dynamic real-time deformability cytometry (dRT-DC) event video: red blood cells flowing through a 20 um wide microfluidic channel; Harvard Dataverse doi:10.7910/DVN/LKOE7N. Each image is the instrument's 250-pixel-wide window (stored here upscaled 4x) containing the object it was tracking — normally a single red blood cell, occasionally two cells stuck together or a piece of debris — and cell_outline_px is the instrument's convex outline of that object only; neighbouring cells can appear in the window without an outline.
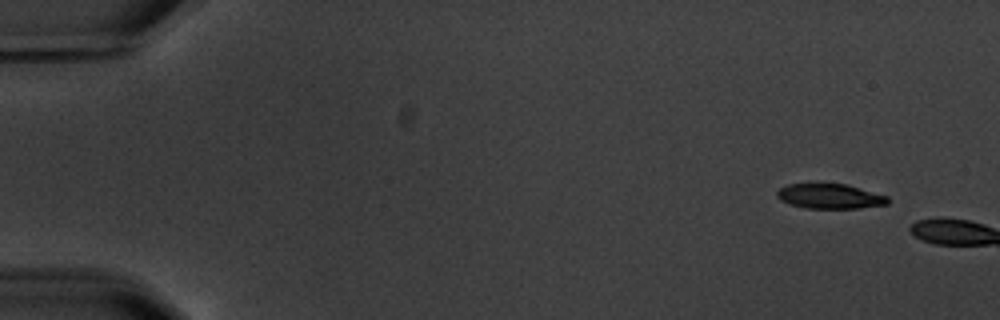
{"species": "common noctule bat (a hibernating species)", "species_latin": "Nyctalus noctula", "temperature_condition": "warm", "stored_images_in_passage": 4, "camera_frame_rate_fps": 3000, "um_per_image_px": 0.085, "animal": {"sex": "male", "body_mass_g": 20.1, "forearm_length_mm": 53.5}, "frame": {"image": 1, "passage_image": 1, "time_ms": 0.0, "image_size_px": [1000, 320], "cell_outline_px": [[888, 204], [856, 208], [804, 208], [788, 204], [780, 200], [776, 196], [776, 192], [780, 188], [788, 184], [848, 184], [888, 196]], "centroid_in_image_um": [70.52, 16.68], "position_along_channel_um": 14.5, "area_um2": 16.07}}
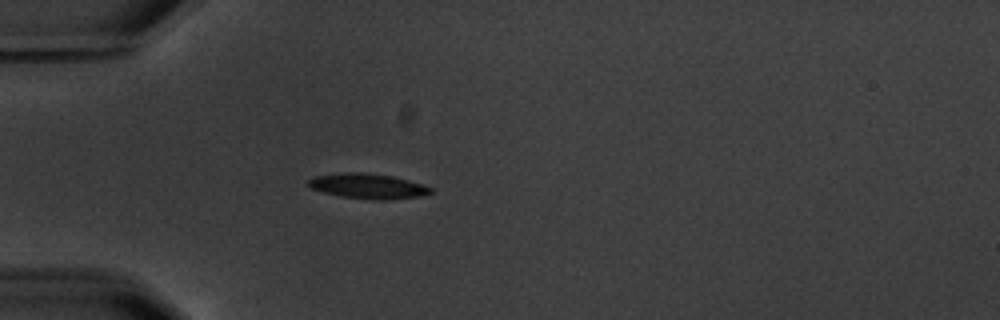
{"frame": {"image": 2, "passage_image": 3, "time_ms": 6.333, "image_size_px": [1000, 320], "cell_outline_px": [[432, 192], [424, 196], [392, 200], [372, 200], [340, 196], [324, 192], [312, 188], [308, 184], [308, 180], [316, 176], [344, 172], [360, 172], [392, 176], [408, 180], [432, 188]], "centroid_in_image_um": [31.31, 15.83], "position_along_channel_um": 53.7, "area_um2": 17.86}}